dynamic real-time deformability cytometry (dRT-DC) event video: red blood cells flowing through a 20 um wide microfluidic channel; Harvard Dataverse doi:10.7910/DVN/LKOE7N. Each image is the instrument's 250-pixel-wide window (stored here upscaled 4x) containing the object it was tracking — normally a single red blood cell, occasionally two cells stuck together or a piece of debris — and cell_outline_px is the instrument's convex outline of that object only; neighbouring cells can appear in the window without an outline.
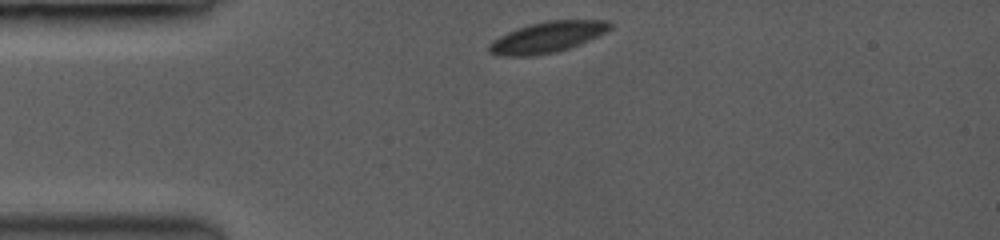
{"species": "common noctule bat (a hibernating species)", "species_latin": "Nyctalus noctula", "temperature_condition": "room temperature", "stored_images_in_passage": 40, "camera_frame_rate_fps": 3500, "um_per_image_px": 0.085, "animal": {"sex": "female", "body_mass_g": 19.0, "forearm_length_mm": 53.3}, "frame": {"image": 1, "passage_image": 1, "time_ms": 0.0, "image_size_px": [1000, 240], "cell_outline_px": [[612, 28], [596, 36], [568, 48], [552, 52], [528, 56], [500, 56], [488, 52], [488, 44], [500, 36], [508, 32], [528, 24], [548, 20], [604, 20], [612, 24]], "centroid_in_image_um": [46.47, 3.15], "position_along_channel_um": 38.5, "area_um2": 21.33}}
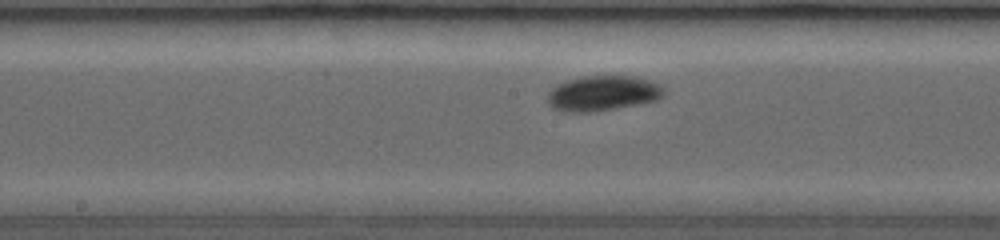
{"frame": {"image": 2, "passage_image": 18, "time_ms": 4.857, "image_size_px": [1000, 240], "cell_outline_px": [[660, 96], [652, 100], [632, 104], [584, 112], [580, 112], [556, 108], [548, 100], [548, 96], [552, 88], [564, 80], [584, 76], [632, 76], [648, 80], [660, 84]], "centroid_in_image_um": [51.17, 7.87], "position_along_channel_um": 197.0, "area_um2": 22.48}}
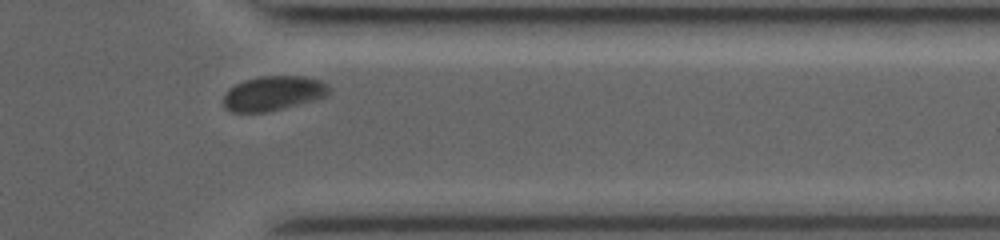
{"frame": {"image": 3, "passage_image": 35, "time_ms": 9.714, "image_size_px": [1000, 240], "cell_outline_px": [[332, 88], [324, 96], [316, 100], [268, 112], [232, 112], [224, 108], [224, 96], [228, 88], [236, 84], [248, 80], [264, 76], [300, 76], [320, 80], [328, 84]], "centroid_in_image_um": [23.24, 7.94], "position_along_channel_um": 388.2, "area_um2": 21.21}, "authors_computed_cell_mechanics": {"area_um2": 21.675, "velocity_mm_per_s": 3.912, "shape_relaxation_time_tau1_ms": 7.5172, "shape_relaxation_time_tau2_ms": null, "deformation_change_tau1": 0.1215, "deformation_change_tau2": null}}